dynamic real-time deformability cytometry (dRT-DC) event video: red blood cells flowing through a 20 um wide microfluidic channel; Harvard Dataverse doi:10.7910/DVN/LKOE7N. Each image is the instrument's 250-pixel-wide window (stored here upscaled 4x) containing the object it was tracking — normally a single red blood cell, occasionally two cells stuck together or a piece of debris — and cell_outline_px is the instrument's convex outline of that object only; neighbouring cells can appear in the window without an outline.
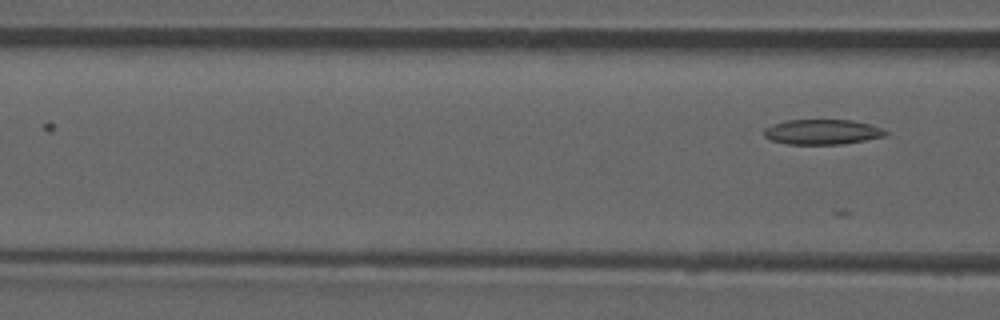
{"species": "common noctule bat (a hibernating species)", "species_latin": "Nyctalus noctula", "temperature_condition": "room temperature", "stored_images_in_passage": 4, "camera_frame_rate_fps": 3000, "um_per_image_px": 0.085, "animal": {"sex": "male", "forearm_length_mm": 52.5}, "frame": {"image": 1, "passage_image": 4, "time_ms": 4.667, "image_size_px": [1000, 320], "cell_outline_px": [[888, 132], [884, 136], [864, 140], [840, 144], [788, 144], [772, 140], [764, 136], [764, 128], [772, 124], [788, 120], [852, 120], [872, 124], [884, 128]], "centroid_in_image_um": [69.91, 11.2], "position_along_channel_um": 96.7, "area_um2": 17.74}}